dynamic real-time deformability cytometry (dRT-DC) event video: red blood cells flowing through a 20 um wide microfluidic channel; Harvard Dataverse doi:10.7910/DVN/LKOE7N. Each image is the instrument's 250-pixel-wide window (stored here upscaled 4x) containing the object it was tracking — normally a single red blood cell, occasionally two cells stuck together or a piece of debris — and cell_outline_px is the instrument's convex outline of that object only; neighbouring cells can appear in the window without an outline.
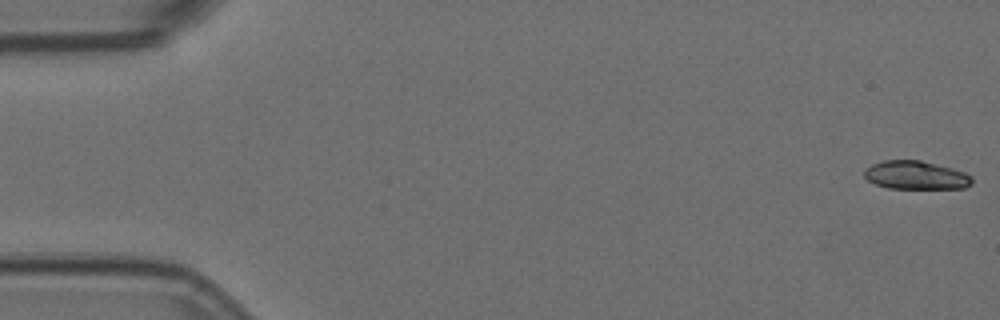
{"species": "Egyptian fruit bat (a non-hibernating species)", "species_latin": "Rousettus aegyptiacus", "temperature_condition": "room temperature", "stored_images_in_passage": 9, "camera_frame_rate_fps": 3000, "um_per_image_px": 0.085, "animal": {"sex": "female"}, "frame": {"image": 1, "passage_image": 1, "time_ms": 0.0, "image_size_px": [1000, 320], "cell_outline_px": [[972, 184], [964, 188], [888, 188], [876, 184], [868, 180], [864, 176], [864, 172], [872, 164], [884, 160], [920, 160], [952, 168], [964, 172], [972, 176]], "centroid_in_image_um": [77.86, 14.89], "position_along_channel_um": 7.1, "area_um2": 17.69}}
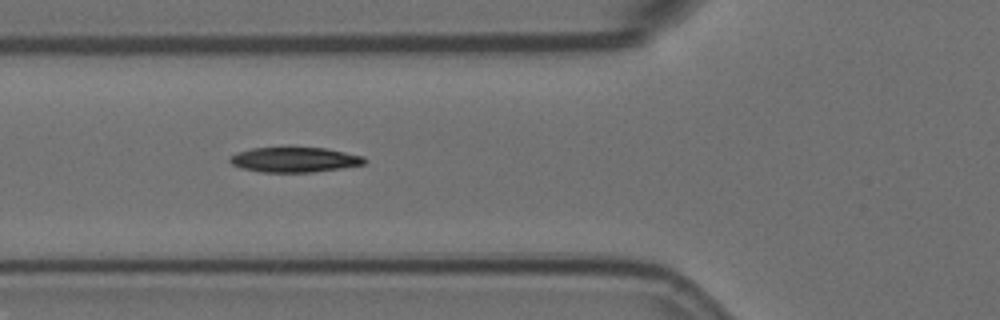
{"frame": {"image": 2, "passage_image": 7, "time_ms": 2.0, "image_size_px": [1000, 320], "cell_outline_px": [[368, 160], [364, 164], [340, 168], [312, 172], [260, 172], [240, 168], [232, 164], [228, 160], [236, 152], [252, 148], [324, 148], [364, 156]], "centroid_in_image_um": [25.02, 13.58], "position_along_channel_um": 100.8, "area_um2": 19.48}}
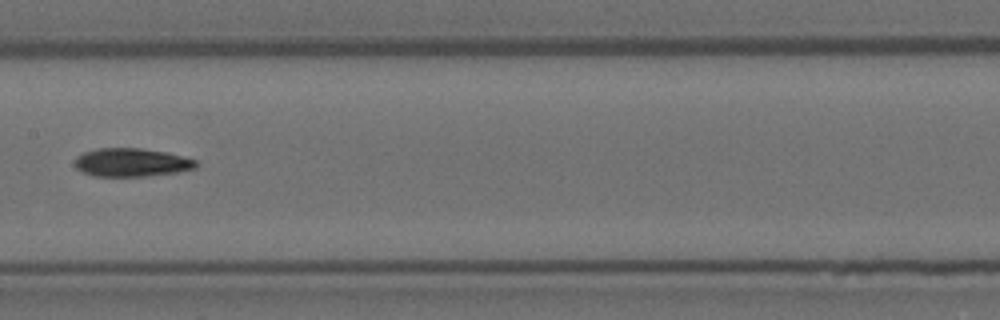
{"frame": {"image": 3, "passage_image": 9, "time_ms": 2.667, "image_size_px": [1000, 320], "cell_outline_px": [[196, 168], [176, 172], [144, 176], [92, 176], [76, 168], [76, 156], [84, 152], [100, 148], [140, 148], [164, 152], [184, 156], [196, 160]], "centroid_in_image_um": [11.17, 13.8], "position_along_channel_um": 196.2, "area_um2": 19.83}}